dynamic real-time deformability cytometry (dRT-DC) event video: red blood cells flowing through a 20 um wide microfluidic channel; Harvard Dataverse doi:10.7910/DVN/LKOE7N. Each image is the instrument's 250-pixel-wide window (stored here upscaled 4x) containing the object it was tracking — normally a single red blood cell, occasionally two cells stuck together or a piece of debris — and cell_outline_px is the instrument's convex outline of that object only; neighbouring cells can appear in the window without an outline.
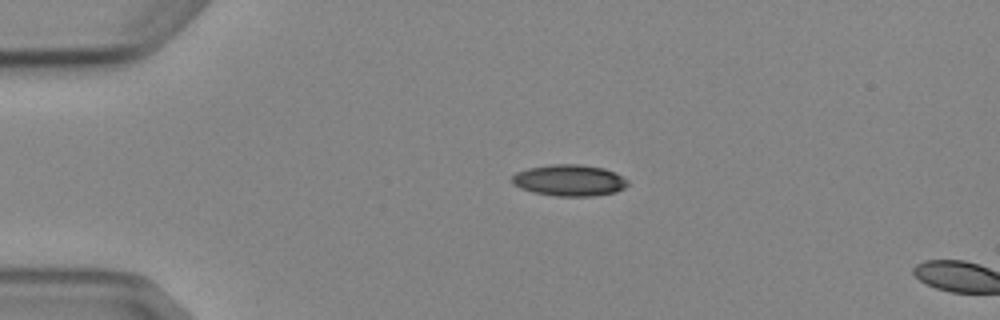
{"species": "Egyptian fruit bat (a non-hibernating species)", "species_latin": "Rousettus aegyptiacus", "temperature_condition": "cold", "stored_images_in_passage": 4, "camera_frame_rate_fps": 3000, "um_per_image_px": 0.085, "animal": {"sex": "female"}, "frame": {"image": 1, "passage_image": 3, "time_ms": 2.333, "image_size_px": [1000, 320], "cell_outline_px": [[628, 184], [624, 188], [616, 192], [592, 196], [556, 196], [532, 192], [520, 188], [512, 184], [512, 176], [516, 172], [528, 168], [552, 164], [580, 164], [604, 168], [616, 172], [628, 180]], "centroid_in_image_um": [48.4, 15.32], "position_along_channel_um": 36.6, "area_um2": 21.33}}